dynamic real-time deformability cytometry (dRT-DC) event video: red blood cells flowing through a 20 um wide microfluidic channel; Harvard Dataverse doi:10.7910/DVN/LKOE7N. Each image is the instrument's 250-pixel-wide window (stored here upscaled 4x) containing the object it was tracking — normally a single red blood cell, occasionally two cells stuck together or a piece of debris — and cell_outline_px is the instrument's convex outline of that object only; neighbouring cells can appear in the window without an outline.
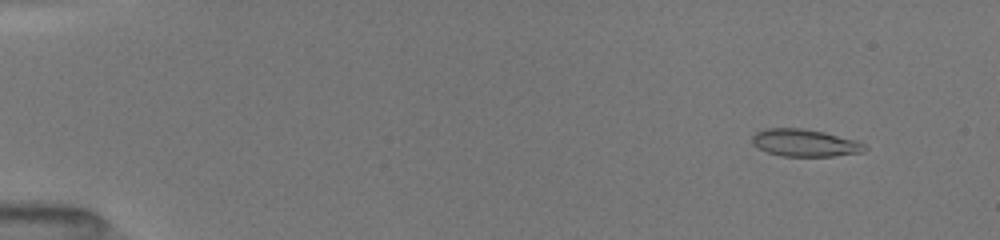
{"species": "common noctule bat (a hibernating species)", "species_latin": "Nyctalus noctula", "temperature_condition": "room temperature", "stored_images_in_passage": 52, "camera_frame_rate_fps": 3000, "um_per_image_px": 0.085, "animal": {"sex": "female", "body_mass_g": 19.5, "forearm_length_mm": 54.1}, "frame": {"image": 1, "passage_image": 5, "time_ms": 1.333, "image_size_px": [1000, 240], "cell_outline_px": [[868, 148], [864, 152], [832, 156], [780, 156], [768, 152], [752, 144], [752, 136], [756, 132], [764, 128], [800, 128], [824, 132], [856, 140], [864, 144]], "centroid_in_image_um": [68.41, 12.14], "position_along_channel_um": 16.6, "area_um2": 17.92}}
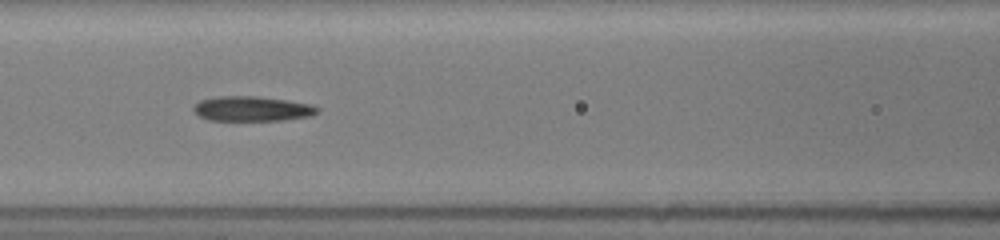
{"frame": {"image": 2, "passage_image": 24, "time_ms": 7.667, "image_size_px": [1000, 240], "cell_outline_px": [[320, 112], [312, 116], [284, 120], [208, 120], [200, 116], [192, 108], [200, 100], [216, 96], [256, 96], [288, 100], [312, 104], [320, 108]], "centroid_in_image_um": [21.49, 9.24], "position_along_channel_um": 145.1, "area_um2": 18.09}}
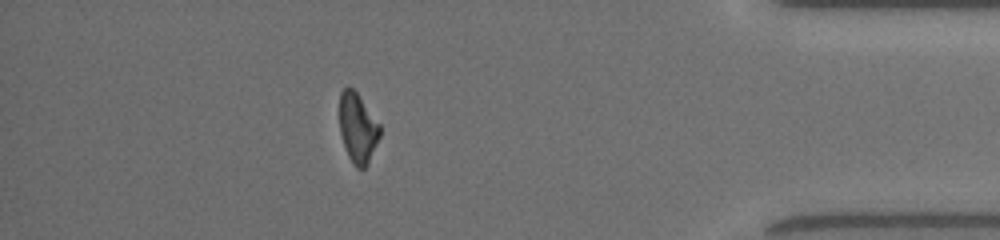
{"frame": {"image": 3, "passage_image": 46, "time_ms": 15.0, "image_size_px": [1000, 240], "cell_outline_px": [[380, 136], [368, 164], [364, 168], [356, 168], [348, 156], [340, 132], [340, 92], [344, 88], [352, 88], [356, 92], [380, 124]], "centroid_in_image_um": [30.41, 10.9], "position_along_channel_um": 404.8, "area_um2": 16.18}, "authors_computed_cell_mechanics": {"area_um2": 18.0047, "velocity_mm_per_s": 4.0354, "shape_relaxation_time_tau1_ms": 6.7366, "shape_relaxation_time_tau2_ms": 2.9702, "deformation_change_tau1": 0.1719, "deformation_change_tau2": 0.0972}}